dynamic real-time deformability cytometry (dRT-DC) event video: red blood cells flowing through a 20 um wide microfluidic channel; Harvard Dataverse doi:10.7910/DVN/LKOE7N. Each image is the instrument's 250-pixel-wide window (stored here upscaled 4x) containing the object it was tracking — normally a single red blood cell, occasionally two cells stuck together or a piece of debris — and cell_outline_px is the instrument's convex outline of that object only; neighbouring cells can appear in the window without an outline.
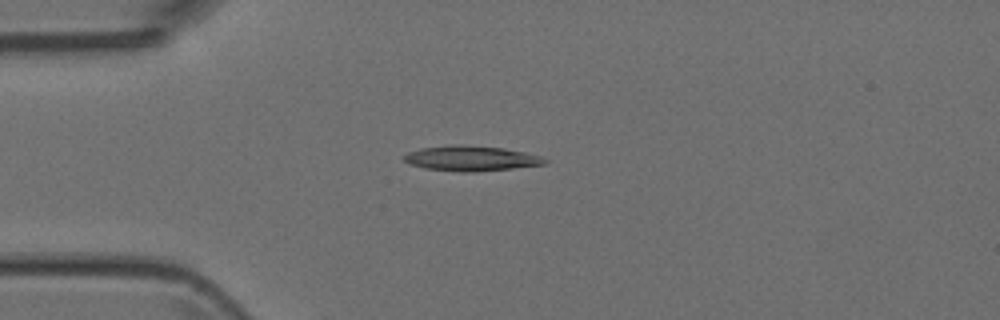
{"species": "Egyptian fruit bat (a non-hibernating species)", "species_latin": "Rousettus aegyptiacus", "temperature_condition": "room temperature", "stored_images_in_passage": 18, "camera_frame_rate_fps": 3000, "um_per_image_px": 0.085, "animal": {"sex": "female"}, "frame": {"image": 1, "passage_image": 12, "time_ms": 3.667, "image_size_px": [1000, 320], "cell_outline_px": [[548, 160], [544, 164], [512, 168], [472, 172], [464, 172], [424, 168], [412, 164], [404, 160], [400, 156], [408, 152], [420, 148], [452, 144], [460, 144], [504, 148], [524, 152], [540, 156]], "centroid_in_image_um": [39.99, 13.45], "position_along_channel_um": 45.0, "area_um2": 20.58}}
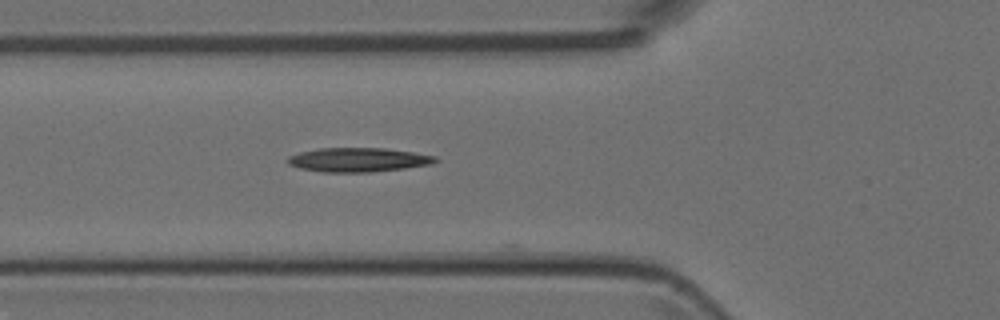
{"frame": {"image": 2, "passage_image": 17, "time_ms": 5.333, "image_size_px": [1000, 320], "cell_outline_px": [[440, 160], [432, 164], [404, 168], [368, 172], [320, 172], [300, 168], [288, 164], [284, 160], [288, 156], [300, 152], [320, 148], [384, 148], [412, 152], [436, 156]], "centroid_in_image_um": [30.42, 13.58], "position_along_channel_um": 95.4, "area_um2": 20.81}}